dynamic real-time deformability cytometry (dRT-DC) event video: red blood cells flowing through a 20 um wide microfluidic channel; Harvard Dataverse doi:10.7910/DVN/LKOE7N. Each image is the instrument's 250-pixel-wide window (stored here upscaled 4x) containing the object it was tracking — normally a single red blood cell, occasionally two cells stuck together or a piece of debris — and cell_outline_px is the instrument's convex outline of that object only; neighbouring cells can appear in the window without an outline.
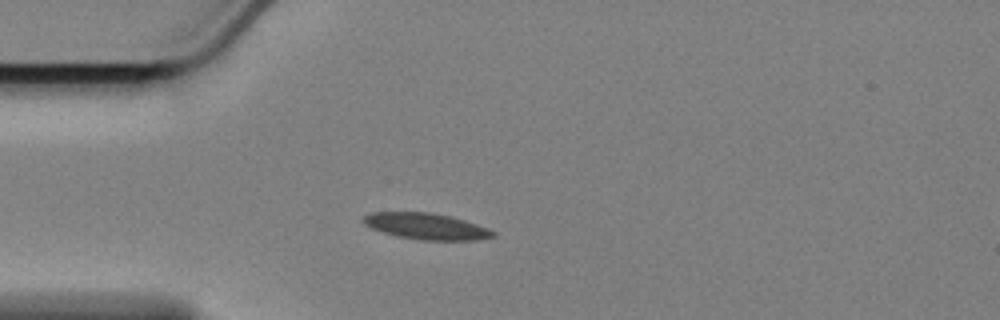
{"species": "Egyptian fruit bat (a non-hibernating species)", "species_latin": "Rousettus aegyptiacus", "temperature_condition": "cold", "stored_images_in_passage": 44, "camera_frame_rate_fps": 3000, "um_per_image_px": 0.085, "animal": {"sex": "female"}, "frame": {"image": 1, "passage_image": 1, "time_ms": 0.0, "image_size_px": [1000, 320], "cell_outline_px": [[496, 236], [476, 240], [420, 240], [396, 236], [372, 228], [364, 224], [360, 220], [364, 216], [372, 212], [432, 212], [452, 216], [488, 228], [496, 232]], "centroid_in_image_um": [36.23, 19.23], "position_along_channel_um": 48.8, "area_um2": 19.94}}
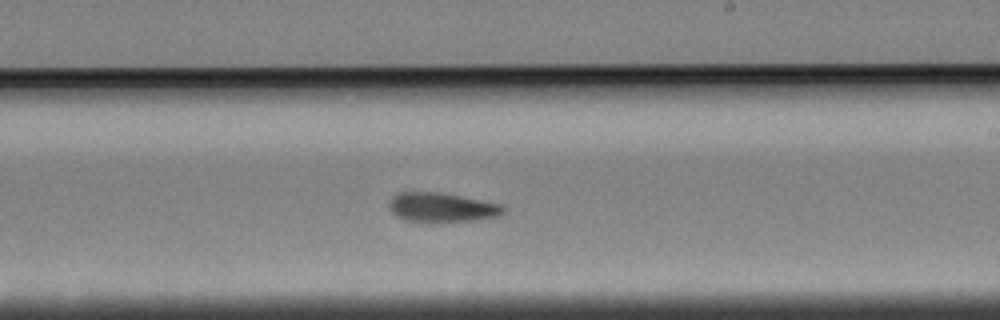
{"frame": {"image": 2, "passage_image": 20, "time_ms": 6.333, "image_size_px": [1000, 320], "cell_outline_px": [[504, 212], [500, 216], [472, 220], [432, 224], [428, 224], [404, 220], [396, 216], [388, 208], [388, 200], [396, 192], [440, 192], [500, 204], [504, 208]], "centroid_in_image_um": [37.46, 17.66], "position_along_channel_um": 251.5, "area_um2": 20.11}}
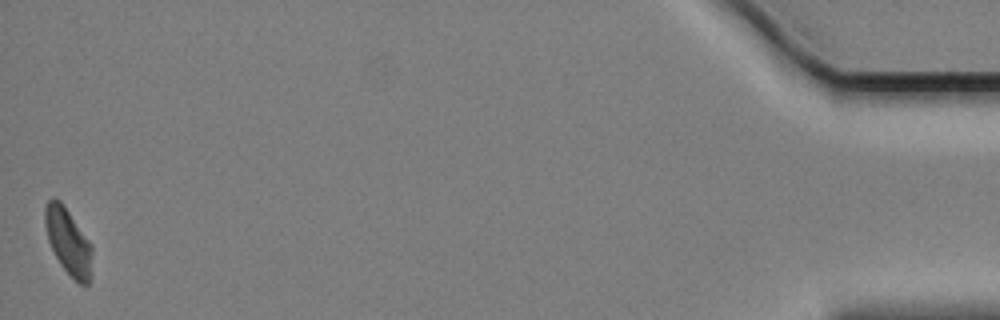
{"frame": {"image": 3, "passage_image": 44, "time_ms": 14.333, "image_size_px": [1000, 320], "cell_outline_px": [[92, 252], [88, 284], [80, 284], [60, 264], [48, 240], [44, 220], [44, 208], [48, 200], [60, 200], [88, 240], [92, 248]], "centroid_in_image_um": [5.77, 20.51], "position_along_channel_um": 429.4, "area_um2": 17.46}, "authors_computed_cell_mechanics": {"area_um2": 19.4497, "velocity_mm_per_s": 3.3814, "shape_relaxation_time_tau1_ms": 4.7437, "shape_relaxation_time_tau2_ms": 3.3763, "deformation_change_tau1": 0.1271, "deformation_change_tau2": 0.0798}}